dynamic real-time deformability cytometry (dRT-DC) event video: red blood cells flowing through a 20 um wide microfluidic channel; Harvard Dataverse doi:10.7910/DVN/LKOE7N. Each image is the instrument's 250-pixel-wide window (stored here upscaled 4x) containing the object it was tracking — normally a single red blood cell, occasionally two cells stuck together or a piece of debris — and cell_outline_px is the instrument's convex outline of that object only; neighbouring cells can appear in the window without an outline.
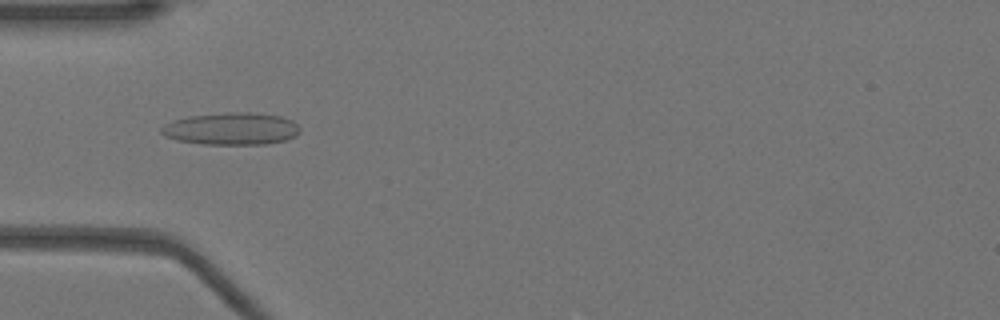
{"species": "Egyptian fruit bat (a non-hibernating species)", "species_latin": "Rousettus aegyptiacus", "temperature_condition": "warm", "stored_images_in_passage": 51, "camera_frame_rate_fps": 3000, "um_per_image_px": 0.085, "animal": {"sex": "female"}, "frame": {"image": 1, "passage_image": 16, "time_ms": 5.0, "image_size_px": [1000, 320], "cell_outline_px": [[300, 132], [296, 136], [288, 140], [264, 144], [204, 144], [176, 140], [164, 136], [160, 132], [160, 128], [164, 124], [172, 120], [188, 116], [224, 112], [248, 112], [280, 116], [292, 120], [300, 128]], "centroid_in_image_um": [19.65, 10.94], "position_along_channel_um": 65.3, "area_um2": 26.3}}
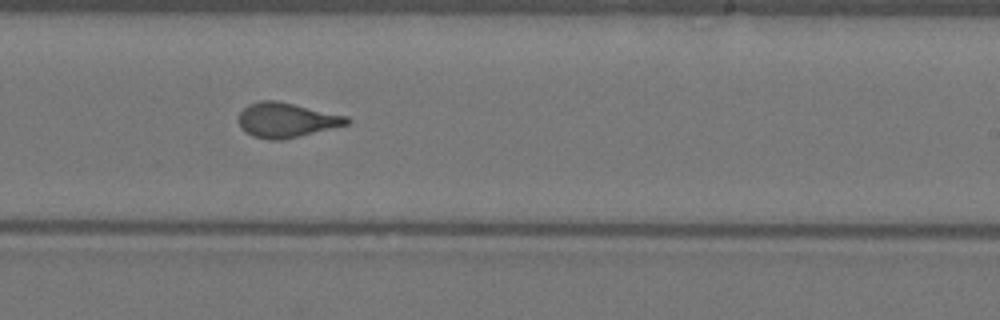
{"frame": {"image": 2, "passage_image": 31, "time_ms": 10.0, "image_size_px": [1000, 320], "cell_outline_px": [[352, 120], [348, 124], [300, 136], [280, 140], [268, 140], [252, 136], [244, 132], [240, 128], [240, 112], [248, 104], [260, 100], [276, 100], [348, 116]], "centroid_in_image_um": [24.34, 10.21], "position_along_channel_um": 264.7, "area_um2": 21.91}}
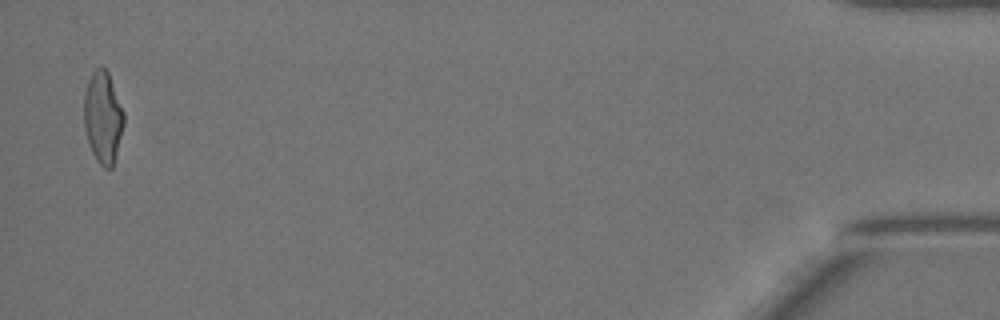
{"frame": {"image": 3, "passage_image": 50, "time_ms": 16.333, "image_size_px": [1000, 320], "cell_outline_px": [[124, 124], [112, 168], [104, 168], [96, 160], [92, 152], [84, 128], [84, 92], [88, 80], [92, 72], [100, 64], [108, 72], [124, 112]], "centroid_in_image_um": [8.74, 9.94], "position_along_channel_um": 426.5, "area_um2": 21.27}, "authors_computed_cell_mechanics": {"area_um2": 21.964, "velocity_mm_per_s": 3.9801, "shape_relaxation_time_tau1_ms": 8.3011, "shape_relaxation_time_tau2_ms": 0.8654, "deformation_change_tau1": 0.2415, "deformation_change_tau2": 0.098}}